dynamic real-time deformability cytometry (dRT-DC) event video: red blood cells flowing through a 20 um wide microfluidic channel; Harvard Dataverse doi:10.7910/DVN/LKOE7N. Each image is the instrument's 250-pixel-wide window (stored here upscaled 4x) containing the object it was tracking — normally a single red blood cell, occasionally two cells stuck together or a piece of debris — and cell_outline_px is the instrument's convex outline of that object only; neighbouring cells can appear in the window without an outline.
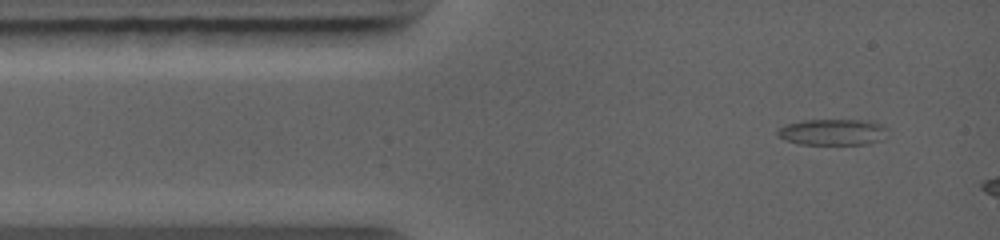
{"species": "common noctule bat (a hibernating species)", "species_latin": "Nyctalus noctula", "temperature_condition": "warm", "stored_images_in_passage": 3, "camera_frame_rate_fps": 5000, "um_per_image_px": 0.085, "animal": {"sex": "female", "body_mass_g": 19.0, "forearm_length_mm": 56.7}, "frame": {"image": 1, "passage_image": 1, "time_ms": 0.0, "image_size_px": [1000, 240], "cell_outline_px": [[888, 128], [880, 140], [868, 144], [800, 144], [776, 136], [776, 132], [784, 124], [804, 120], [872, 120]], "centroid_in_image_um": [70.76, 11.21], "position_along_channel_um": 14.2, "area_um2": 16.76}}